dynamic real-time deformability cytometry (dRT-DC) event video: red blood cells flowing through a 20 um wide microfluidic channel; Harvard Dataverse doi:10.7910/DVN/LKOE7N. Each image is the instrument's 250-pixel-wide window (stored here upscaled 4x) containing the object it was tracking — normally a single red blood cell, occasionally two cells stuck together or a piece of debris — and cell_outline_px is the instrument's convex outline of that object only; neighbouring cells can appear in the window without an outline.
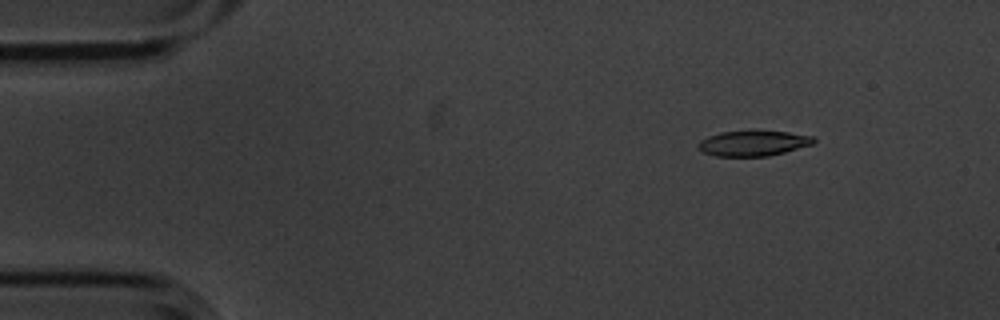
{"species": "common noctule bat (a hibernating species)", "species_latin": "Nyctalus noctula", "temperature_condition": "cold", "stored_images_in_passage": 50, "camera_frame_rate_fps": 3000, "um_per_image_px": 0.085, "animal": {"sex": "male", "body_mass_g": 20.1, "forearm_length_mm": 53.5}, "frame": {"image": 1, "passage_image": 1, "time_ms": 0.0, "image_size_px": [1000, 320], "cell_outline_px": [[816, 140], [812, 144], [784, 152], [768, 156], [716, 156], [704, 152], [696, 144], [700, 140], [708, 136], [720, 132], [788, 132], [812, 136]], "centroid_in_image_um": [64.0, 12.19], "position_along_channel_um": 21.0, "area_um2": 16.59}}
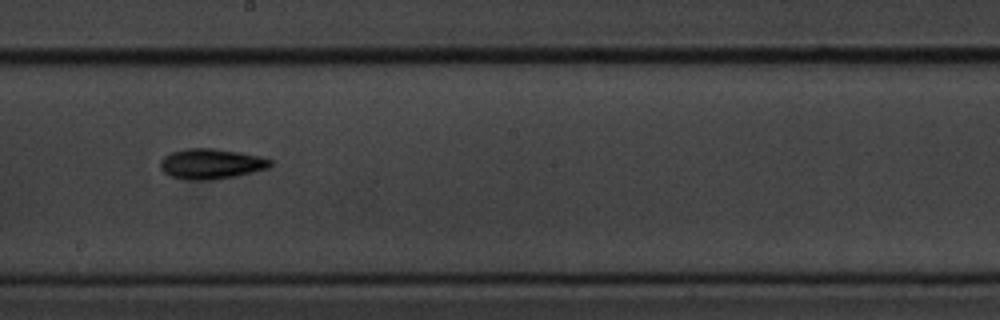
{"frame": {"image": 2, "passage_image": 25, "time_ms": 8.0, "image_size_px": [1000, 320], "cell_outline_px": [[272, 164], [268, 168], [236, 176], [212, 180], [192, 180], [172, 176], [164, 172], [160, 168], [160, 160], [164, 156], [172, 152], [188, 148], [212, 148], [240, 152], [260, 156], [272, 160]], "centroid_in_image_um": [17.95, 13.92], "position_along_channel_um": 230.2, "area_um2": 19.36}}
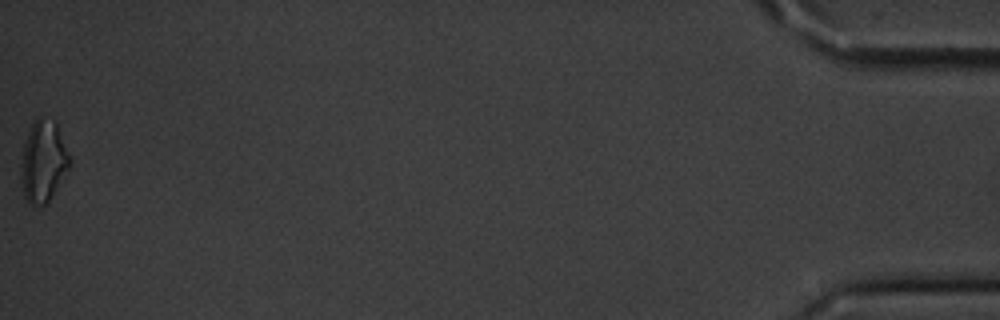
{"frame": {"image": 3, "passage_image": 50, "time_ms": 16.333, "image_size_px": [1000, 320], "cell_outline_px": [[72, 160], [68, 168], [48, 200], [44, 204], [32, 208], [28, 204], [24, 196], [20, 180], [20, 164], [24, 144], [28, 132], [36, 116], [40, 116], [56, 124]], "centroid_in_image_um": [3.63, 13.74], "position_along_channel_um": 431.6, "area_um2": 22.95}, "authors_computed_cell_mechanics": {"area_um2": 18.2937, "velocity_mm_per_s": 3.5773, "shape_relaxation_time_tau1_ms": 2.7983, "shape_relaxation_time_tau2_ms": null, "deformation_change_tau1": 0.1012, "deformation_change_tau2": null}}